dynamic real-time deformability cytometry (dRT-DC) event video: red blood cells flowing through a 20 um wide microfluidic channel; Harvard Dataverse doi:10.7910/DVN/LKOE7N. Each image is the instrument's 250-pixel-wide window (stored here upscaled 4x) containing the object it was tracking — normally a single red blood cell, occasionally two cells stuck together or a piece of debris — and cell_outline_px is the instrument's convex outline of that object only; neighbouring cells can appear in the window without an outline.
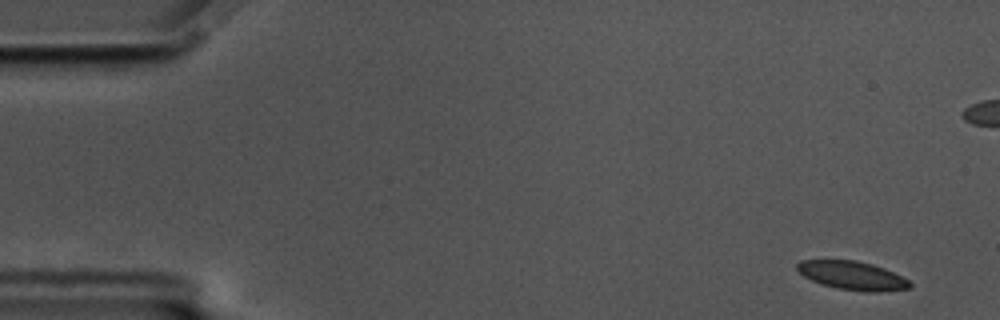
{"species": "common noctule bat (a hibernating species)", "species_latin": "Nyctalus noctula", "temperature_condition": "cold", "stored_images_in_passage": 57, "camera_frame_rate_fps": 3000, "um_per_image_px": 0.085, "animal": {"sex": "male", "body_mass_g": 17.5, "forearm_length_mm": 52.3}, "frame": {"image": 1, "passage_image": 1, "time_ms": 0.0, "image_size_px": [1000, 320], "cell_outline_px": [[912, 284], [908, 288], [880, 292], [868, 292], [836, 288], [820, 284], [804, 276], [796, 268], [796, 264], [800, 260], [856, 260], [872, 264], [884, 268], [908, 280]], "centroid_in_image_um": [72.42, 23.42], "position_along_channel_um": 12.6, "area_um2": 18.67}}
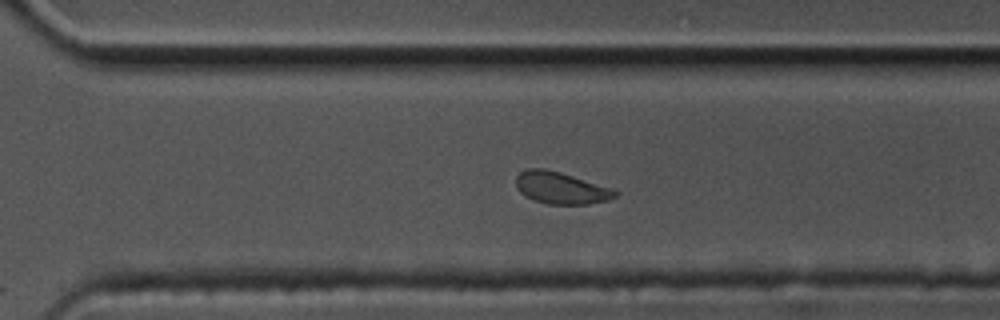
{"frame": {"image": 2, "passage_image": 38, "time_ms": 12.333, "image_size_px": [1000, 320], "cell_outline_px": [[620, 192], [616, 196], [608, 200], [588, 204], [548, 204], [524, 196], [516, 188], [516, 176], [520, 172], [528, 168], [544, 168], [560, 172], [616, 188]], "centroid_in_image_um": [47.72, 15.97], "position_along_channel_um": 322.9, "area_um2": 18.73}}
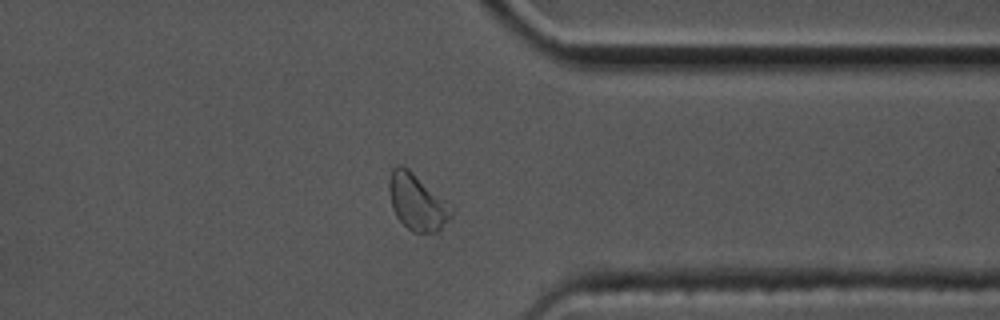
{"frame": {"image": 3, "passage_image": 43, "time_ms": 14.0, "image_size_px": [1000, 320], "cell_outline_px": [[456, 208], [452, 216], [436, 232], [412, 232], [396, 216], [392, 208], [388, 188], [388, 180], [392, 168], [396, 164], [400, 164], [408, 168]], "centroid_in_image_um": [35.46, 17.15], "position_along_channel_um": 375.9, "area_um2": 20.63}, "authors_computed_cell_mechanics": {"area_um2": 19.4786, "velocity_mm_per_s": 3.4623, "shape_relaxation_time_tau1_ms": 4.5905, "shape_relaxation_time_tau2_ms": 0.9833, "deformation_change_tau1": 0.0893, "deformation_change_tau2": 0.0321}}